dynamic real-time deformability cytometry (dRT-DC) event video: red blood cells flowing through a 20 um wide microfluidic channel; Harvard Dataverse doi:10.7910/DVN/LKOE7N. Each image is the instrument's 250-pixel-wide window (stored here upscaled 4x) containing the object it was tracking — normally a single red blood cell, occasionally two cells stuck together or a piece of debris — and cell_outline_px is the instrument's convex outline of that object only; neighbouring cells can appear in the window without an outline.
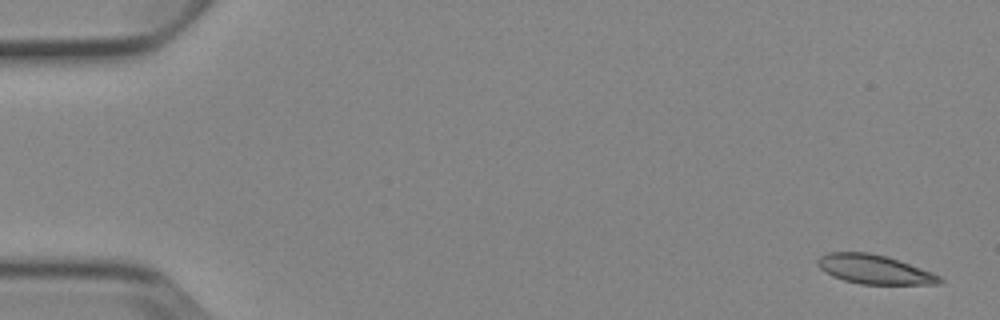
{"species": "Egyptian fruit bat (a non-hibernating species)", "species_latin": "Rousettus aegyptiacus", "temperature_condition": "cold", "stored_images_in_passage": 6, "camera_frame_rate_fps": 3000, "um_per_image_px": 0.085, "animal": {"sex": "female"}, "frame": {"image": 1, "passage_image": 1, "time_ms": 0.0, "image_size_px": [1000, 320], "cell_outline_px": [[944, 280], [940, 284], [860, 284], [844, 280], [832, 276], [820, 268], [816, 264], [816, 260], [820, 256], [828, 252], [868, 252], [884, 256], [932, 272], [940, 276]], "centroid_in_image_um": [74.29, 22.9], "position_along_channel_um": 10.7, "area_um2": 20.52}}